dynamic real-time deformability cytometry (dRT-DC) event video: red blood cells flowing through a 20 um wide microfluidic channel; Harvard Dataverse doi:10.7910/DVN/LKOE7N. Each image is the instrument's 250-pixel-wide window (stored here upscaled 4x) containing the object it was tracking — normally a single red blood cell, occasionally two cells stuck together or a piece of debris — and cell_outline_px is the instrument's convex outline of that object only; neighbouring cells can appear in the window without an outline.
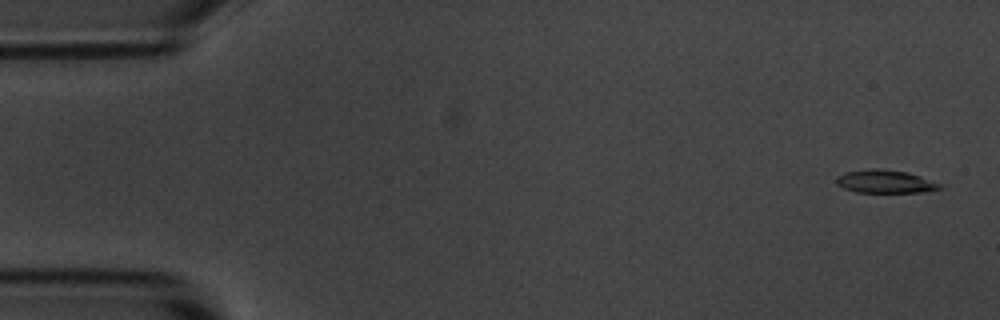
{"species": "common noctule bat (a hibernating species)", "species_latin": "Nyctalus noctula", "temperature_condition": "room temperature", "stored_images_in_passage": 4, "camera_frame_rate_fps": 3000, "um_per_image_px": 0.085, "animal": {"sex": "male", "body_mass_g": 20.1, "forearm_length_mm": 53.5}, "frame": {"image": 1, "passage_image": 1, "time_ms": 0.0, "image_size_px": [1000, 320], "cell_outline_px": [[944, 188], [920, 192], [856, 192], [844, 188], [836, 184], [836, 176], [844, 172], [872, 168], [880, 168], [908, 172], [944, 184]], "centroid_in_image_um": [75.26, 15.42], "position_along_channel_um": 9.7, "area_um2": 14.1}}
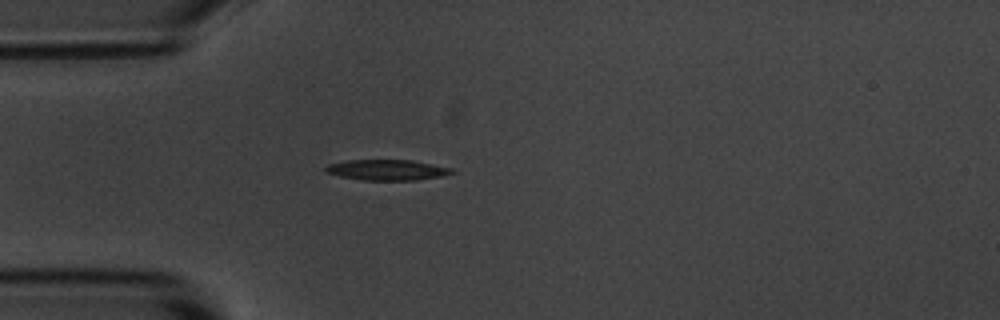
{"frame": {"image": 2, "passage_image": 4, "time_ms": 4.333, "image_size_px": [1000, 320], "cell_outline_px": [[456, 172], [440, 176], [416, 180], [360, 180], [340, 176], [324, 172], [324, 168], [328, 164], [348, 160], [412, 160], [452, 168]], "centroid_in_image_um": [32.87, 14.44], "position_along_channel_um": 52.1, "area_um2": 15.14}}